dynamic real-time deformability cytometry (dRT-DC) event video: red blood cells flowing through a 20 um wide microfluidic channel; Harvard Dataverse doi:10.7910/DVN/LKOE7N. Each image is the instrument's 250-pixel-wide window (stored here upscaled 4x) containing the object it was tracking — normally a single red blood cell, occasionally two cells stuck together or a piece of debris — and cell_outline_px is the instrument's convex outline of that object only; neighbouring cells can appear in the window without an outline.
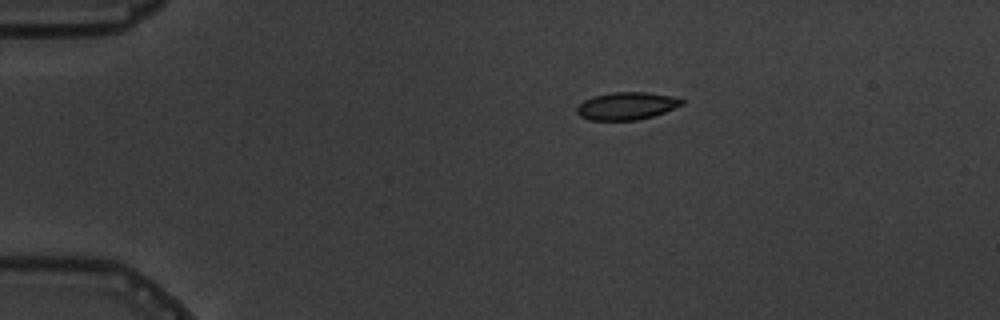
{"species": "common noctule bat (a hibernating species)", "species_latin": "Nyctalus noctula", "temperature_condition": "warm", "stored_images_in_passage": 4, "camera_frame_rate_fps": 3000, "um_per_image_px": 0.085, "animal": {"sex": "male", "body_mass_g": 19.5, "forearm_length_mm": 54.6}, "frame": {"image": 1, "passage_image": 1, "time_ms": 0.0, "image_size_px": [1000, 320], "cell_outline_px": [[684, 104], [664, 112], [652, 116], [636, 120], [588, 120], [580, 116], [576, 112], [576, 108], [584, 100], [592, 96], [612, 92], [644, 92], [672, 96], [684, 100]], "centroid_in_image_um": [53.24, 9.0], "position_along_channel_um": 31.8, "area_um2": 16.82}}
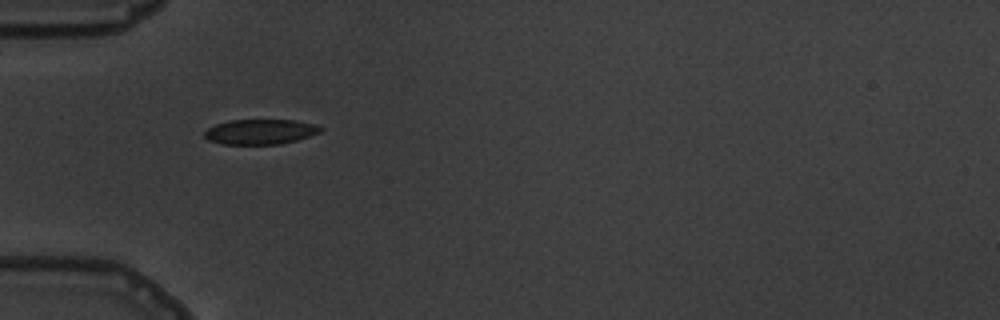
{"frame": {"image": 2, "passage_image": 3, "time_ms": 2.333, "image_size_px": [1000, 320], "cell_outline_px": [[324, 128], [320, 132], [296, 140], [280, 144], [224, 144], [208, 140], [204, 136], [204, 132], [208, 128], [216, 124], [228, 120], [296, 120], [316, 124]], "centroid_in_image_um": [22.13, 11.19], "position_along_channel_um": 62.9, "area_um2": 16.94}}